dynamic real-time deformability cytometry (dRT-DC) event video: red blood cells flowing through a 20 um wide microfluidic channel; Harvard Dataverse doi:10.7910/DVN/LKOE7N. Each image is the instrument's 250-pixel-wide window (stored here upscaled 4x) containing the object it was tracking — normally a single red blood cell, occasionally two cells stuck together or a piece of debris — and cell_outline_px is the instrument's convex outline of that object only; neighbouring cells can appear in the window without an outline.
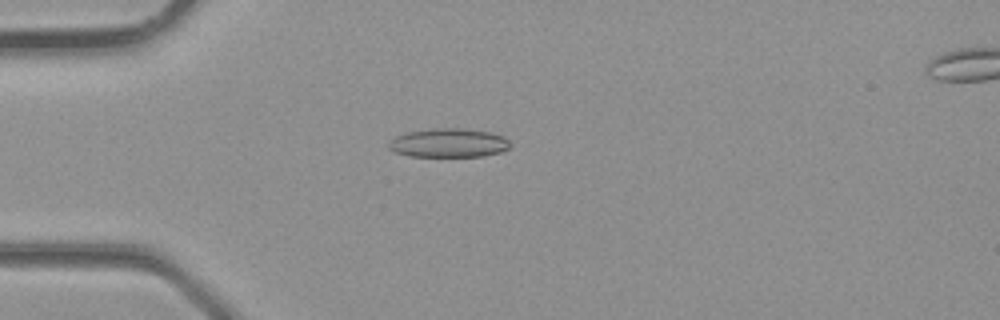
{"species": "common noctule bat (a hibernating species)", "species_latin": "Nyctalus noctula", "temperature_condition": "room temperature", "stored_images_in_passage": 3, "camera_frame_rate_fps": 3000, "um_per_image_px": 0.085, "animal": {"sex": "male", "body_mass_g": 23.1, "forearm_length_mm": 52.7}, "frame": {"image": 1, "passage_image": 2, "time_ms": 0.333, "image_size_px": [1000, 320], "cell_outline_px": [[512, 144], [508, 148], [500, 152], [480, 156], [408, 156], [396, 152], [388, 148], [388, 144], [396, 136], [408, 132], [432, 128], [464, 128], [492, 132], [504, 136]], "centroid_in_image_um": [38.16, 12.13], "position_along_channel_um": 46.8, "area_um2": 20.46}}